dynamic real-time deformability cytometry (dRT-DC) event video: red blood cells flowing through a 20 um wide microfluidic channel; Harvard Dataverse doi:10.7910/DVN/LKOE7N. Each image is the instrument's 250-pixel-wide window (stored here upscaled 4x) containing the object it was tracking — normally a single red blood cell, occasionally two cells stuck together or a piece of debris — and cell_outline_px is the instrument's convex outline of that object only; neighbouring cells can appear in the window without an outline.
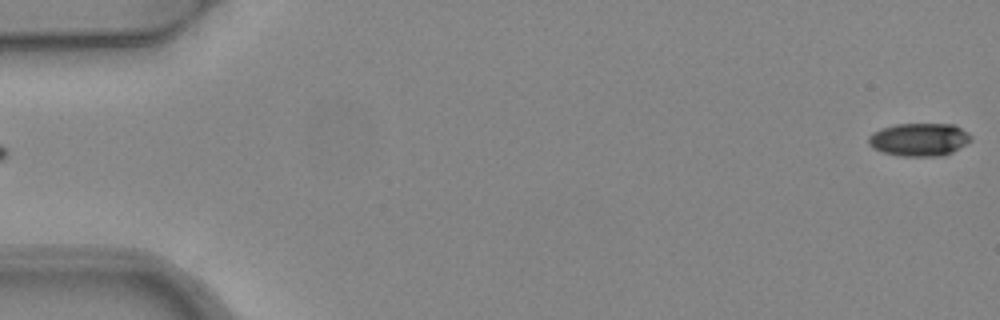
{"species": "common noctule bat (a hibernating species)", "species_latin": "Nyctalus noctula", "temperature_condition": "warm", "stored_images_in_passage": 3, "segment_of_instrument_passage": [2, 2], "camera_frame_rate_fps": 3000, "um_per_image_px": 0.085, "animal": {"sex": "female", "body_mass_g": 24.6, "forearm_length_mm": 56.2}, "frame": {"image": 1, "passage_image": 3, "time_ms": 0.667, "image_size_px": [1000, 320], "cell_outline_px": [[972, 140], [952, 152], [940, 156], [900, 156], [884, 152], [872, 148], [868, 144], [868, 136], [872, 132], [880, 128], [896, 124], [956, 124], [968, 132], [972, 136]], "centroid_in_image_um": [78.13, 11.85], "position_along_channel_um": 6.9, "area_um2": 19.88}}